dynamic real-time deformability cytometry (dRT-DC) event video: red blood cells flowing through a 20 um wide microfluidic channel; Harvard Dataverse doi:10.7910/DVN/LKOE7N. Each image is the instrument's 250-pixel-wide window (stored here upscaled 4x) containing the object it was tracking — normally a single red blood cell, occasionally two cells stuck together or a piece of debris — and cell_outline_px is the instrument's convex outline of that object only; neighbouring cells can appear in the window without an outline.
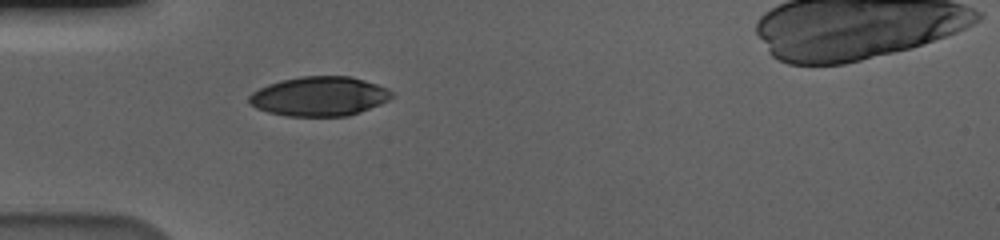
{"species": "human", "species_latin": "Homo sapiens", "temperature_condition": "cold", "stored_images_in_passage": 42, "camera_frame_rate_fps": 3000, "um_per_image_px": 0.085, "donor": {"sex": "male"}, "frame": {"image": 1, "passage_image": 1, "time_ms": 0.0, "image_size_px": [1000, 240], "cell_outline_px": [[392, 96], [388, 100], [380, 104], [360, 112], [348, 116], [288, 116], [268, 112], [256, 108], [248, 104], [248, 96], [252, 92], [268, 84], [300, 76], [348, 76], [364, 80], [388, 88], [392, 92]], "centroid_in_image_um": [27.12, 8.19], "position_along_channel_um": 57.9, "area_um2": 32.71}}
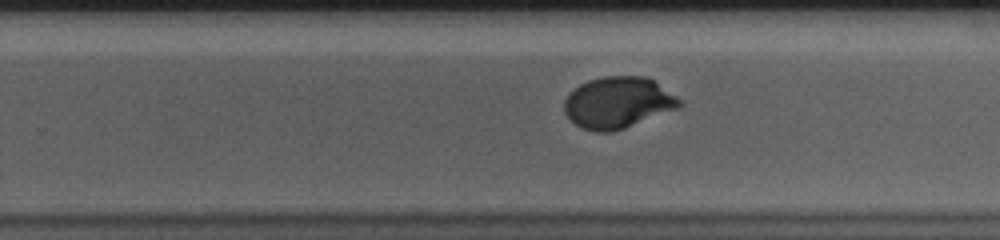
{"frame": {"image": 2, "passage_image": 20, "time_ms": 6.333, "image_size_px": [1000, 240], "cell_outline_px": [[684, 104], [680, 108], [624, 128], [608, 132], [596, 132], [580, 128], [564, 112], [564, 100], [568, 92], [580, 84], [588, 80], [604, 76], [644, 76], [652, 80], [680, 100]], "centroid_in_image_um": [52.49, 8.72], "position_along_channel_um": 277.3, "area_um2": 34.39}}
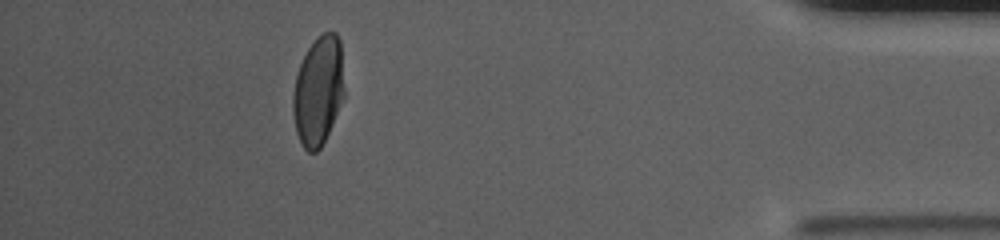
{"frame": {"image": 3, "passage_image": 35, "time_ms": 11.333, "image_size_px": [1000, 240], "cell_outline_px": [[344, 96], [328, 132], [320, 148], [316, 152], [308, 152], [304, 148], [296, 132], [292, 112], [292, 96], [296, 76], [300, 64], [308, 48], [324, 32], [336, 32], [340, 40], [344, 88]], "centroid_in_image_um": [27.04, 7.73], "position_along_channel_um": 408.2, "area_um2": 32.31}}